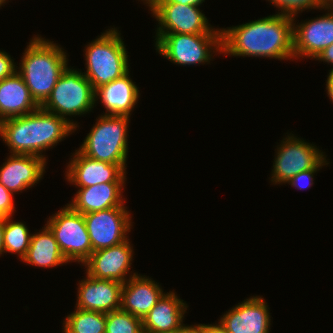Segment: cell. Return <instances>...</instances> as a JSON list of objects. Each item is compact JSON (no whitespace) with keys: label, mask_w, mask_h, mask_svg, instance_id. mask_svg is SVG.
Segmentation results:
<instances>
[{"label":"cell","mask_w":333,"mask_h":333,"mask_svg":"<svg viewBox=\"0 0 333 333\" xmlns=\"http://www.w3.org/2000/svg\"><path fill=\"white\" fill-rule=\"evenodd\" d=\"M156 36L155 47L159 54L182 66L210 63L214 52H222L221 34L168 33Z\"/></svg>","instance_id":"obj_7"},{"label":"cell","mask_w":333,"mask_h":333,"mask_svg":"<svg viewBox=\"0 0 333 333\" xmlns=\"http://www.w3.org/2000/svg\"><path fill=\"white\" fill-rule=\"evenodd\" d=\"M11 218V216L5 218L3 253H18L22 260L28 251L32 234L23 222H13Z\"/></svg>","instance_id":"obj_25"},{"label":"cell","mask_w":333,"mask_h":333,"mask_svg":"<svg viewBox=\"0 0 333 333\" xmlns=\"http://www.w3.org/2000/svg\"><path fill=\"white\" fill-rule=\"evenodd\" d=\"M233 307L220 318L228 333H269V308L260 296H253Z\"/></svg>","instance_id":"obj_15"},{"label":"cell","mask_w":333,"mask_h":333,"mask_svg":"<svg viewBox=\"0 0 333 333\" xmlns=\"http://www.w3.org/2000/svg\"><path fill=\"white\" fill-rule=\"evenodd\" d=\"M270 3H274L281 10L279 14L290 15L295 17L300 11L304 9H324L322 0H268Z\"/></svg>","instance_id":"obj_27"},{"label":"cell","mask_w":333,"mask_h":333,"mask_svg":"<svg viewBox=\"0 0 333 333\" xmlns=\"http://www.w3.org/2000/svg\"><path fill=\"white\" fill-rule=\"evenodd\" d=\"M316 60L331 63L333 65V44L325 48L316 58ZM333 71V68L330 70Z\"/></svg>","instance_id":"obj_31"},{"label":"cell","mask_w":333,"mask_h":333,"mask_svg":"<svg viewBox=\"0 0 333 333\" xmlns=\"http://www.w3.org/2000/svg\"><path fill=\"white\" fill-rule=\"evenodd\" d=\"M122 283L96 279L88 274L79 282L76 308L109 313L121 308Z\"/></svg>","instance_id":"obj_16"},{"label":"cell","mask_w":333,"mask_h":333,"mask_svg":"<svg viewBox=\"0 0 333 333\" xmlns=\"http://www.w3.org/2000/svg\"><path fill=\"white\" fill-rule=\"evenodd\" d=\"M138 98V87L130 79L129 72L95 90V102L101 99L106 108L104 115L130 116Z\"/></svg>","instance_id":"obj_20"},{"label":"cell","mask_w":333,"mask_h":333,"mask_svg":"<svg viewBox=\"0 0 333 333\" xmlns=\"http://www.w3.org/2000/svg\"><path fill=\"white\" fill-rule=\"evenodd\" d=\"M187 304L170 291L160 297L142 318L144 333L175 332L182 324Z\"/></svg>","instance_id":"obj_19"},{"label":"cell","mask_w":333,"mask_h":333,"mask_svg":"<svg viewBox=\"0 0 333 333\" xmlns=\"http://www.w3.org/2000/svg\"><path fill=\"white\" fill-rule=\"evenodd\" d=\"M127 239L109 248L93 251L84 263L86 274L96 279L114 280L124 284L131 269L133 247Z\"/></svg>","instance_id":"obj_14"},{"label":"cell","mask_w":333,"mask_h":333,"mask_svg":"<svg viewBox=\"0 0 333 333\" xmlns=\"http://www.w3.org/2000/svg\"><path fill=\"white\" fill-rule=\"evenodd\" d=\"M326 90L330 101L333 103V71H330L326 81Z\"/></svg>","instance_id":"obj_35"},{"label":"cell","mask_w":333,"mask_h":333,"mask_svg":"<svg viewBox=\"0 0 333 333\" xmlns=\"http://www.w3.org/2000/svg\"><path fill=\"white\" fill-rule=\"evenodd\" d=\"M285 140V141H284ZM277 148L272 172V183H287L296 174L309 169H320L328 165L326 155L315 145L297 137L287 135Z\"/></svg>","instance_id":"obj_9"},{"label":"cell","mask_w":333,"mask_h":333,"mask_svg":"<svg viewBox=\"0 0 333 333\" xmlns=\"http://www.w3.org/2000/svg\"><path fill=\"white\" fill-rule=\"evenodd\" d=\"M129 117L101 115L78 150L98 161L126 164Z\"/></svg>","instance_id":"obj_5"},{"label":"cell","mask_w":333,"mask_h":333,"mask_svg":"<svg viewBox=\"0 0 333 333\" xmlns=\"http://www.w3.org/2000/svg\"><path fill=\"white\" fill-rule=\"evenodd\" d=\"M66 57L62 47L39 36H34L27 45L17 72L39 106L49 97L67 68Z\"/></svg>","instance_id":"obj_3"},{"label":"cell","mask_w":333,"mask_h":333,"mask_svg":"<svg viewBox=\"0 0 333 333\" xmlns=\"http://www.w3.org/2000/svg\"><path fill=\"white\" fill-rule=\"evenodd\" d=\"M14 64V60L11 59L10 55L0 50V81L4 78L12 76L16 71L17 67Z\"/></svg>","instance_id":"obj_30"},{"label":"cell","mask_w":333,"mask_h":333,"mask_svg":"<svg viewBox=\"0 0 333 333\" xmlns=\"http://www.w3.org/2000/svg\"><path fill=\"white\" fill-rule=\"evenodd\" d=\"M153 2H174L178 4H185V5H201L204 0H154Z\"/></svg>","instance_id":"obj_34"},{"label":"cell","mask_w":333,"mask_h":333,"mask_svg":"<svg viewBox=\"0 0 333 333\" xmlns=\"http://www.w3.org/2000/svg\"><path fill=\"white\" fill-rule=\"evenodd\" d=\"M322 3L324 7H333V0H322Z\"/></svg>","instance_id":"obj_37"},{"label":"cell","mask_w":333,"mask_h":333,"mask_svg":"<svg viewBox=\"0 0 333 333\" xmlns=\"http://www.w3.org/2000/svg\"><path fill=\"white\" fill-rule=\"evenodd\" d=\"M125 183H102L79 188L68 205L81 214L101 211L113 207H125L122 188Z\"/></svg>","instance_id":"obj_22"},{"label":"cell","mask_w":333,"mask_h":333,"mask_svg":"<svg viewBox=\"0 0 333 333\" xmlns=\"http://www.w3.org/2000/svg\"><path fill=\"white\" fill-rule=\"evenodd\" d=\"M204 333H228V331L219 321L218 324H204Z\"/></svg>","instance_id":"obj_33"},{"label":"cell","mask_w":333,"mask_h":333,"mask_svg":"<svg viewBox=\"0 0 333 333\" xmlns=\"http://www.w3.org/2000/svg\"><path fill=\"white\" fill-rule=\"evenodd\" d=\"M13 193L7 190L1 183H0V216H13L14 213V202H13Z\"/></svg>","instance_id":"obj_28"},{"label":"cell","mask_w":333,"mask_h":333,"mask_svg":"<svg viewBox=\"0 0 333 333\" xmlns=\"http://www.w3.org/2000/svg\"><path fill=\"white\" fill-rule=\"evenodd\" d=\"M324 9H328L326 15L301 22L302 24L297 25L293 20L295 59L304 56L316 59L325 48L333 44V8L328 6Z\"/></svg>","instance_id":"obj_13"},{"label":"cell","mask_w":333,"mask_h":333,"mask_svg":"<svg viewBox=\"0 0 333 333\" xmlns=\"http://www.w3.org/2000/svg\"><path fill=\"white\" fill-rule=\"evenodd\" d=\"M320 169H309L306 171H302L295 176H293L287 183L291 184V186L296 187L298 189H306L307 187L310 188L313 185V174H315ZM308 180V181H307ZM302 182V183H300ZM304 182V183H303Z\"/></svg>","instance_id":"obj_29"},{"label":"cell","mask_w":333,"mask_h":333,"mask_svg":"<svg viewBox=\"0 0 333 333\" xmlns=\"http://www.w3.org/2000/svg\"><path fill=\"white\" fill-rule=\"evenodd\" d=\"M158 284L145 275H130L122 285L121 309L142 319L164 294Z\"/></svg>","instance_id":"obj_18"},{"label":"cell","mask_w":333,"mask_h":333,"mask_svg":"<svg viewBox=\"0 0 333 333\" xmlns=\"http://www.w3.org/2000/svg\"><path fill=\"white\" fill-rule=\"evenodd\" d=\"M66 169V179L78 188L102 183H125L126 165L92 159L79 150L73 154Z\"/></svg>","instance_id":"obj_12"},{"label":"cell","mask_w":333,"mask_h":333,"mask_svg":"<svg viewBox=\"0 0 333 333\" xmlns=\"http://www.w3.org/2000/svg\"><path fill=\"white\" fill-rule=\"evenodd\" d=\"M293 20L277 13L235 27L221 29V53L232 56L294 58Z\"/></svg>","instance_id":"obj_1"},{"label":"cell","mask_w":333,"mask_h":333,"mask_svg":"<svg viewBox=\"0 0 333 333\" xmlns=\"http://www.w3.org/2000/svg\"><path fill=\"white\" fill-rule=\"evenodd\" d=\"M91 240L92 252L109 248L126 241L131 229L130 212L125 207L83 214Z\"/></svg>","instance_id":"obj_11"},{"label":"cell","mask_w":333,"mask_h":333,"mask_svg":"<svg viewBox=\"0 0 333 333\" xmlns=\"http://www.w3.org/2000/svg\"><path fill=\"white\" fill-rule=\"evenodd\" d=\"M73 131L74 127L66 119L41 107L26 115L0 122V137L10 148L11 154L45 159L42 151L53 148Z\"/></svg>","instance_id":"obj_2"},{"label":"cell","mask_w":333,"mask_h":333,"mask_svg":"<svg viewBox=\"0 0 333 333\" xmlns=\"http://www.w3.org/2000/svg\"><path fill=\"white\" fill-rule=\"evenodd\" d=\"M22 260L42 268L68 263L59 249L54 234L46 224L43 230L32 234L28 251Z\"/></svg>","instance_id":"obj_23"},{"label":"cell","mask_w":333,"mask_h":333,"mask_svg":"<svg viewBox=\"0 0 333 333\" xmlns=\"http://www.w3.org/2000/svg\"><path fill=\"white\" fill-rule=\"evenodd\" d=\"M144 2H146L145 4H148L147 6H149L154 0H142Z\"/></svg>","instance_id":"obj_38"},{"label":"cell","mask_w":333,"mask_h":333,"mask_svg":"<svg viewBox=\"0 0 333 333\" xmlns=\"http://www.w3.org/2000/svg\"><path fill=\"white\" fill-rule=\"evenodd\" d=\"M105 333H144L142 319L121 308L106 313Z\"/></svg>","instance_id":"obj_26"},{"label":"cell","mask_w":333,"mask_h":333,"mask_svg":"<svg viewBox=\"0 0 333 333\" xmlns=\"http://www.w3.org/2000/svg\"><path fill=\"white\" fill-rule=\"evenodd\" d=\"M5 216H0V255L3 254V231H4V225H5Z\"/></svg>","instance_id":"obj_36"},{"label":"cell","mask_w":333,"mask_h":333,"mask_svg":"<svg viewBox=\"0 0 333 333\" xmlns=\"http://www.w3.org/2000/svg\"><path fill=\"white\" fill-rule=\"evenodd\" d=\"M46 225L54 234L59 249L68 262L78 261L84 264L89 259L92 246L83 214L74 211L67 204L49 217Z\"/></svg>","instance_id":"obj_8"},{"label":"cell","mask_w":333,"mask_h":333,"mask_svg":"<svg viewBox=\"0 0 333 333\" xmlns=\"http://www.w3.org/2000/svg\"><path fill=\"white\" fill-rule=\"evenodd\" d=\"M198 6L174 2H152L149 5L153 17L160 25L156 34H221L214 29Z\"/></svg>","instance_id":"obj_10"},{"label":"cell","mask_w":333,"mask_h":333,"mask_svg":"<svg viewBox=\"0 0 333 333\" xmlns=\"http://www.w3.org/2000/svg\"><path fill=\"white\" fill-rule=\"evenodd\" d=\"M116 28L103 32L85 47L86 72L94 90L129 72L128 53Z\"/></svg>","instance_id":"obj_4"},{"label":"cell","mask_w":333,"mask_h":333,"mask_svg":"<svg viewBox=\"0 0 333 333\" xmlns=\"http://www.w3.org/2000/svg\"><path fill=\"white\" fill-rule=\"evenodd\" d=\"M95 103V90L91 82L81 71L67 67L40 107L66 119L76 130V123L65 116L86 114L93 109Z\"/></svg>","instance_id":"obj_6"},{"label":"cell","mask_w":333,"mask_h":333,"mask_svg":"<svg viewBox=\"0 0 333 333\" xmlns=\"http://www.w3.org/2000/svg\"><path fill=\"white\" fill-rule=\"evenodd\" d=\"M46 159L34 155L11 154L0 167V183L13 194L34 186L42 179Z\"/></svg>","instance_id":"obj_17"},{"label":"cell","mask_w":333,"mask_h":333,"mask_svg":"<svg viewBox=\"0 0 333 333\" xmlns=\"http://www.w3.org/2000/svg\"><path fill=\"white\" fill-rule=\"evenodd\" d=\"M63 322V333H105L106 313L76 308Z\"/></svg>","instance_id":"obj_24"},{"label":"cell","mask_w":333,"mask_h":333,"mask_svg":"<svg viewBox=\"0 0 333 333\" xmlns=\"http://www.w3.org/2000/svg\"><path fill=\"white\" fill-rule=\"evenodd\" d=\"M2 4H5V2L3 0H0V7L2 6Z\"/></svg>","instance_id":"obj_39"},{"label":"cell","mask_w":333,"mask_h":333,"mask_svg":"<svg viewBox=\"0 0 333 333\" xmlns=\"http://www.w3.org/2000/svg\"><path fill=\"white\" fill-rule=\"evenodd\" d=\"M160 333H176V331L175 332H160Z\"/></svg>","instance_id":"obj_40"},{"label":"cell","mask_w":333,"mask_h":333,"mask_svg":"<svg viewBox=\"0 0 333 333\" xmlns=\"http://www.w3.org/2000/svg\"><path fill=\"white\" fill-rule=\"evenodd\" d=\"M176 333H204V324L196 325H184L182 324L177 330Z\"/></svg>","instance_id":"obj_32"},{"label":"cell","mask_w":333,"mask_h":333,"mask_svg":"<svg viewBox=\"0 0 333 333\" xmlns=\"http://www.w3.org/2000/svg\"><path fill=\"white\" fill-rule=\"evenodd\" d=\"M39 107L17 71L0 81V122L26 115Z\"/></svg>","instance_id":"obj_21"}]
</instances>
